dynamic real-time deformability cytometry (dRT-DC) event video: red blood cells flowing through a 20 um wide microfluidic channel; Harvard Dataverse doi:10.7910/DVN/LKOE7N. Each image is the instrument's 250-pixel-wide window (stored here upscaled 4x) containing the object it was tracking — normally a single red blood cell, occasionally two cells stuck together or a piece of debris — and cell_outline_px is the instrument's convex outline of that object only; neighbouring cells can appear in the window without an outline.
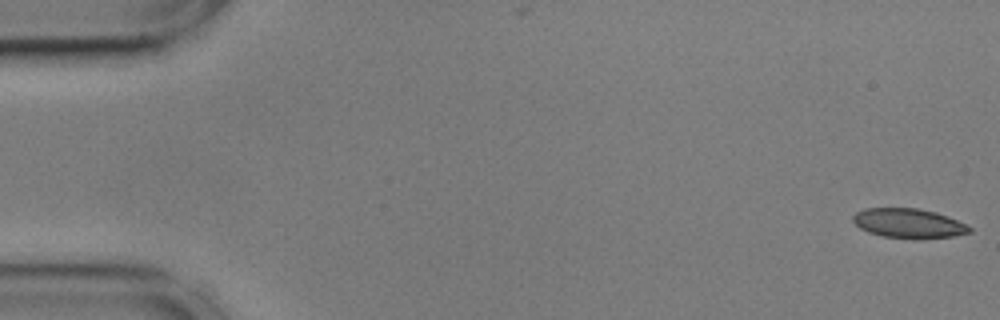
{"species": "common noctule bat (a hibernating species)", "species_latin": "Nyctalus noctula", "temperature_condition": "cold", "stored_images_in_passage": 55, "camera_frame_rate_fps": 3000, "um_per_image_px": 0.085, "animal": {"sex": "male", "body_mass_g": 17.9, "forearm_length_mm": 54.2}, "frame": {"image": 1, "passage_image": 1, "time_ms": 0.0, "image_size_px": [1000, 320], "cell_outline_px": [[972, 232], [952, 236], [920, 240], [884, 236], [868, 232], [860, 228], [852, 220], [852, 216], [856, 212], [864, 208], [916, 208], [936, 212], [948, 216], [972, 228]], "centroid_in_image_um": [77.23, 18.99], "position_along_channel_um": 7.8, "area_um2": 20.17}}
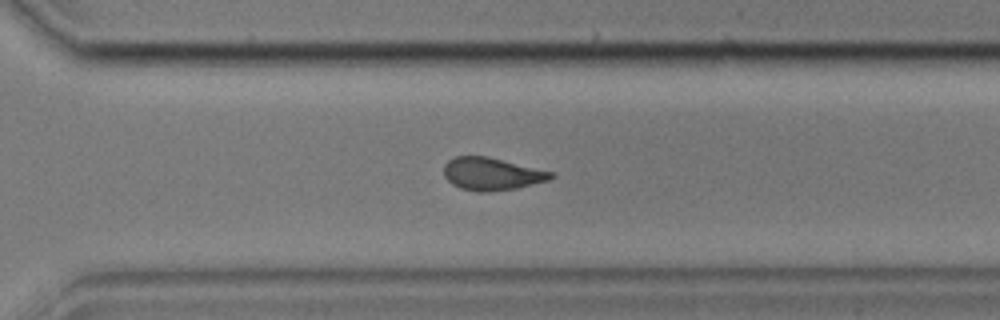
{"frame": {"image": 2, "passage_image": 39, "time_ms": 12.667, "image_size_px": [1000, 320], "cell_outline_px": [[556, 176], [548, 180], [516, 188], [488, 192], [476, 192], [460, 188], [452, 184], [444, 176], [444, 164], [448, 160], [456, 156], [488, 156], [556, 172]], "centroid_in_image_um": [41.82, 14.77], "position_along_channel_um": 328.8, "area_um2": 20.58}}
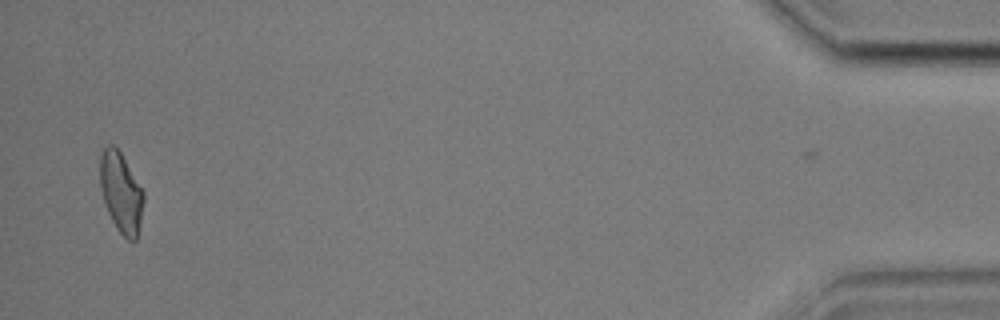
{"frame": {"image": 3, "passage_image": 54, "time_ms": 17.667, "image_size_px": [1000, 320], "cell_outline_px": [[144, 200], [136, 240], [128, 240], [116, 228], [108, 212], [100, 188], [100, 156], [104, 148], [108, 144], [112, 144], [120, 152], [144, 192]], "centroid_in_image_um": [10.28, 16.35], "position_along_channel_um": 424.9, "area_um2": 20.0}, "authors_computed_cell_mechanics": {"area_um2": 20.8658, "velocity_mm_per_s": 3.5991, "shape_relaxation_time_tau1_ms": null, "shape_relaxation_time_tau2_ms": 2.0348, "deformation_change_tau1": null, "deformation_change_tau2": 0.0819}}